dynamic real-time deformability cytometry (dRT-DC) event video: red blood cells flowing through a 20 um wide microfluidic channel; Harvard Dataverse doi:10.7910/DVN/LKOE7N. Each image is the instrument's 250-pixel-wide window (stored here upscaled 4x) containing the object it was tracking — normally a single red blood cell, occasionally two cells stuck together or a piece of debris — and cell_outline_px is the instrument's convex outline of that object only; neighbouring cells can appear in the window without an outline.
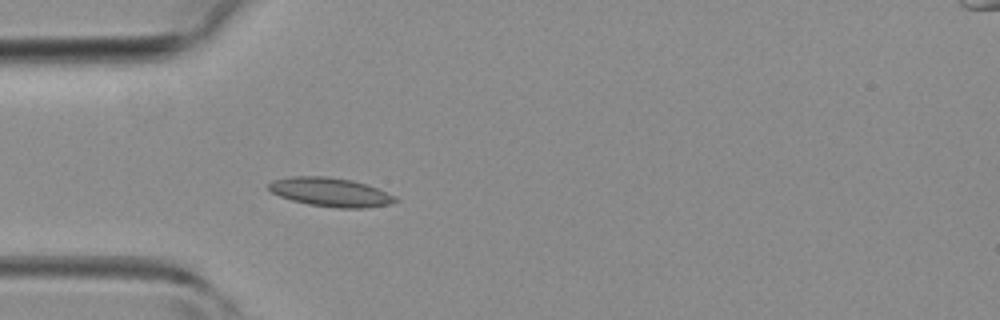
{"species": "common noctule bat (a hibernating species)", "species_latin": "Nyctalus noctula", "temperature_condition": "room temperature", "stored_images_in_passage": 21, "camera_frame_rate_fps": 3000, "um_per_image_px": 0.085, "animal": {"sex": "female", "body_mass_g": 19.3, "forearm_length_mm": 54.1}, "frame": {"image": 1, "passage_image": 1, "time_ms": 0.0, "image_size_px": [1000, 320], "cell_outline_px": [[400, 200], [392, 204], [364, 208], [336, 208], [308, 204], [292, 200], [280, 196], [272, 192], [268, 188], [268, 184], [272, 180], [292, 176], [328, 176], [352, 180], [376, 188], [396, 196]], "centroid_in_image_um": [28.1, 16.33], "position_along_channel_um": 56.9, "area_um2": 21.33}}
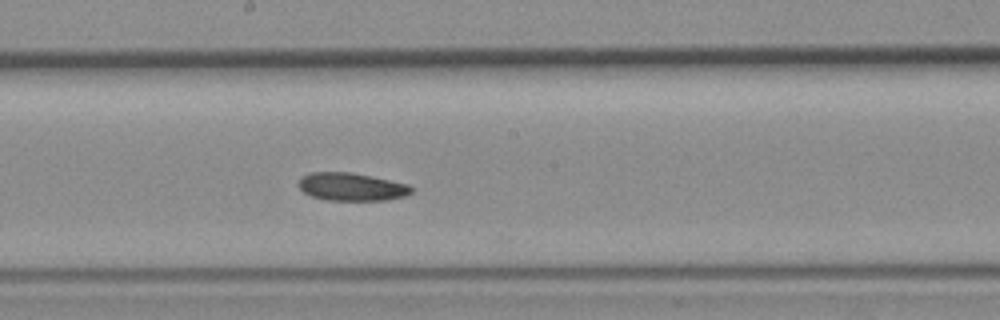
{"frame": {"image": 2, "passage_image": 12, "time_ms": 3.667, "image_size_px": [1000, 320], "cell_outline_px": [[412, 192], [408, 196], [388, 200], [324, 200], [312, 196], [304, 192], [296, 184], [300, 176], [308, 172], [352, 172], [372, 176], [408, 184], [412, 188]], "centroid_in_image_um": [29.86, 15.87], "position_along_channel_um": 218.3, "area_um2": 18.67}}
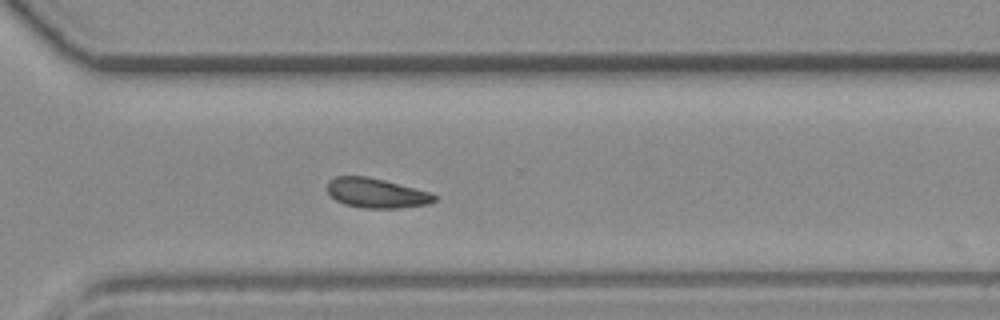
{"frame": {"image": 3, "passage_image": 20, "time_ms": 6.333, "image_size_px": [1000, 320], "cell_outline_px": [[436, 200], [428, 204], [400, 208], [364, 208], [344, 204], [336, 200], [328, 192], [328, 180], [336, 176], [368, 176], [432, 192], [436, 196]], "centroid_in_image_um": [32.01, 16.41], "position_along_channel_um": 338.6, "area_um2": 18.55}}